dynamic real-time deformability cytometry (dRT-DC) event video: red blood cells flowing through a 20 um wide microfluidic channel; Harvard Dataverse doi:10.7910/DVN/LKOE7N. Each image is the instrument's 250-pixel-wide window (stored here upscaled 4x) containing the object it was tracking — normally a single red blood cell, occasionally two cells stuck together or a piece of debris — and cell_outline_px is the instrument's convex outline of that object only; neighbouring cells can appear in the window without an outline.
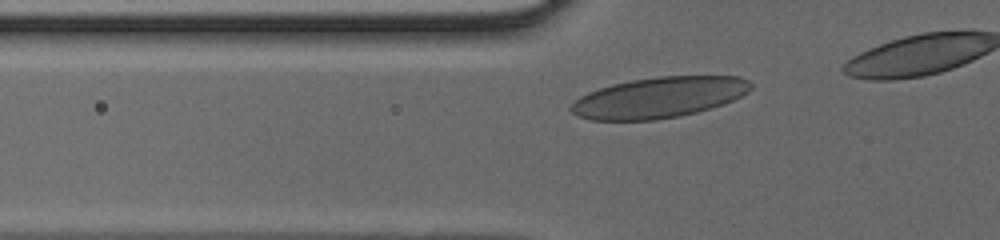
{"species": "human", "species_latin": "Homo sapiens", "temperature_condition": "cold", "stored_images_in_passage": 14, "camera_frame_rate_fps": 3000, "um_per_image_px": 0.085, "donor": {"sex": "male"}, "frame": {"image": 1, "passage_image": 3, "time_ms": 0.667, "image_size_px": [1000, 240], "cell_outline_px": [[752, 88], [748, 92], [724, 104], [696, 112], [656, 120], [588, 120], [576, 116], [568, 108], [580, 96], [588, 92], [612, 84], [632, 80], [660, 76], [740, 76], [748, 80], [752, 84]], "centroid_in_image_um": [56.0, 8.28], "position_along_channel_um": 69.8, "area_um2": 42.66}}
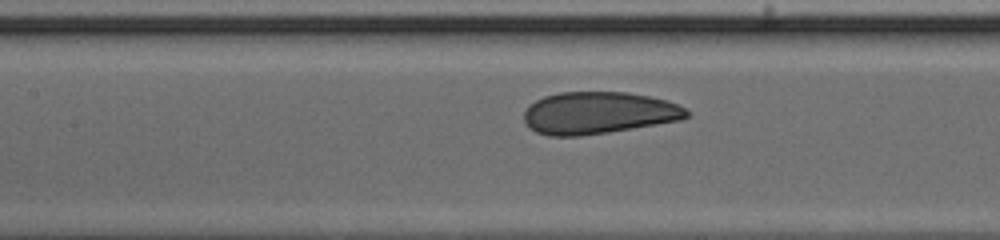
{"frame": {"image": 2, "passage_image": 9, "time_ms": 2.667, "image_size_px": [1000, 240], "cell_outline_px": [[688, 116], [680, 120], [608, 132], [580, 136], [548, 136], [536, 132], [528, 128], [524, 120], [524, 112], [528, 104], [544, 96], [560, 92], [628, 92], [648, 96], [664, 100], [676, 104], [684, 108], [688, 112]], "centroid_in_image_um": [50.79, 9.6], "position_along_channel_um": 156.6, "area_um2": 39.82}}
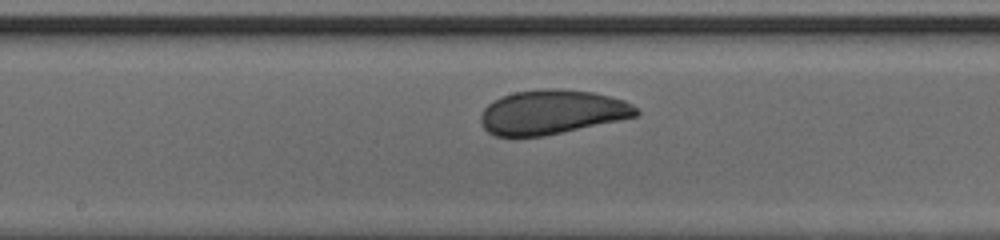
{"frame": {"image": 3, "passage_image": 12, "time_ms": 3.667, "image_size_px": [1000, 240], "cell_outline_px": [[640, 112], [636, 116], [544, 136], [496, 136], [488, 132], [480, 124], [480, 116], [484, 108], [488, 104], [504, 96], [516, 92], [544, 88], [556, 88], [592, 92], [624, 100], [632, 104]], "centroid_in_image_um": [46.89, 9.53], "position_along_channel_um": 201.3, "area_um2": 39.77}}